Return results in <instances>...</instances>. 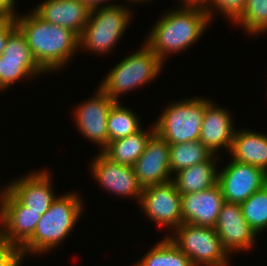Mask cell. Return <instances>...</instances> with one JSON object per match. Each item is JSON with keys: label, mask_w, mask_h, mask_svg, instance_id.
Listing matches in <instances>:
<instances>
[{"label": "cell", "mask_w": 267, "mask_h": 266, "mask_svg": "<svg viewBox=\"0 0 267 266\" xmlns=\"http://www.w3.org/2000/svg\"><path fill=\"white\" fill-rule=\"evenodd\" d=\"M33 11L44 21L63 26L79 36L89 20L91 8L80 0H45Z\"/></svg>", "instance_id": "18"}, {"label": "cell", "mask_w": 267, "mask_h": 266, "mask_svg": "<svg viewBox=\"0 0 267 266\" xmlns=\"http://www.w3.org/2000/svg\"><path fill=\"white\" fill-rule=\"evenodd\" d=\"M15 22L37 64L46 73L63 68L79 48V36L75 32L44 21L34 11L17 16Z\"/></svg>", "instance_id": "2"}, {"label": "cell", "mask_w": 267, "mask_h": 266, "mask_svg": "<svg viewBox=\"0 0 267 266\" xmlns=\"http://www.w3.org/2000/svg\"><path fill=\"white\" fill-rule=\"evenodd\" d=\"M249 34L267 31V0H247L241 15L233 22Z\"/></svg>", "instance_id": "27"}, {"label": "cell", "mask_w": 267, "mask_h": 266, "mask_svg": "<svg viewBox=\"0 0 267 266\" xmlns=\"http://www.w3.org/2000/svg\"><path fill=\"white\" fill-rule=\"evenodd\" d=\"M169 155V144L155 132L133 165L135 176L143 188L172 181Z\"/></svg>", "instance_id": "13"}, {"label": "cell", "mask_w": 267, "mask_h": 266, "mask_svg": "<svg viewBox=\"0 0 267 266\" xmlns=\"http://www.w3.org/2000/svg\"><path fill=\"white\" fill-rule=\"evenodd\" d=\"M40 73L46 72L37 64L24 34L16 27L9 34L0 56V90H5L27 75L34 77Z\"/></svg>", "instance_id": "8"}, {"label": "cell", "mask_w": 267, "mask_h": 266, "mask_svg": "<svg viewBox=\"0 0 267 266\" xmlns=\"http://www.w3.org/2000/svg\"><path fill=\"white\" fill-rule=\"evenodd\" d=\"M135 266H194L185 255L166 236L138 262Z\"/></svg>", "instance_id": "24"}, {"label": "cell", "mask_w": 267, "mask_h": 266, "mask_svg": "<svg viewBox=\"0 0 267 266\" xmlns=\"http://www.w3.org/2000/svg\"><path fill=\"white\" fill-rule=\"evenodd\" d=\"M23 258L19 246L0 241V266H20Z\"/></svg>", "instance_id": "29"}, {"label": "cell", "mask_w": 267, "mask_h": 266, "mask_svg": "<svg viewBox=\"0 0 267 266\" xmlns=\"http://www.w3.org/2000/svg\"><path fill=\"white\" fill-rule=\"evenodd\" d=\"M224 202L218 183L203 191L183 194L182 223L215 228Z\"/></svg>", "instance_id": "17"}, {"label": "cell", "mask_w": 267, "mask_h": 266, "mask_svg": "<svg viewBox=\"0 0 267 266\" xmlns=\"http://www.w3.org/2000/svg\"><path fill=\"white\" fill-rule=\"evenodd\" d=\"M95 97H91L87 102L80 103L75 114V123L78 131L90 141L98 144L102 151L108 145V114L112 106L116 103L100 87Z\"/></svg>", "instance_id": "12"}, {"label": "cell", "mask_w": 267, "mask_h": 266, "mask_svg": "<svg viewBox=\"0 0 267 266\" xmlns=\"http://www.w3.org/2000/svg\"><path fill=\"white\" fill-rule=\"evenodd\" d=\"M215 229L228 253L248 251L256 241L257 234L244 219L241 205L237 203H223Z\"/></svg>", "instance_id": "15"}, {"label": "cell", "mask_w": 267, "mask_h": 266, "mask_svg": "<svg viewBox=\"0 0 267 266\" xmlns=\"http://www.w3.org/2000/svg\"><path fill=\"white\" fill-rule=\"evenodd\" d=\"M119 102L112 106L108 114V143L127 137L142 129L137 115Z\"/></svg>", "instance_id": "25"}, {"label": "cell", "mask_w": 267, "mask_h": 266, "mask_svg": "<svg viewBox=\"0 0 267 266\" xmlns=\"http://www.w3.org/2000/svg\"><path fill=\"white\" fill-rule=\"evenodd\" d=\"M50 176L49 172L45 170L31 172L29 175L14 180L4 188L29 210L43 215L56 199L53 187H51Z\"/></svg>", "instance_id": "16"}, {"label": "cell", "mask_w": 267, "mask_h": 266, "mask_svg": "<svg viewBox=\"0 0 267 266\" xmlns=\"http://www.w3.org/2000/svg\"><path fill=\"white\" fill-rule=\"evenodd\" d=\"M216 155L209 160L199 164L192 165L175 173L172 178L176 189L181 195L199 192L209 189L218 182V170H216Z\"/></svg>", "instance_id": "21"}, {"label": "cell", "mask_w": 267, "mask_h": 266, "mask_svg": "<svg viewBox=\"0 0 267 266\" xmlns=\"http://www.w3.org/2000/svg\"><path fill=\"white\" fill-rule=\"evenodd\" d=\"M171 174L209 160L214 154L199 140L169 145Z\"/></svg>", "instance_id": "23"}, {"label": "cell", "mask_w": 267, "mask_h": 266, "mask_svg": "<svg viewBox=\"0 0 267 266\" xmlns=\"http://www.w3.org/2000/svg\"><path fill=\"white\" fill-rule=\"evenodd\" d=\"M229 152L233 160L253 165L267 173V135L247 129L235 130Z\"/></svg>", "instance_id": "20"}, {"label": "cell", "mask_w": 267, "mask_h": 266, "mask_svg": "<svg viewBox=\"0 0 267 266\" xmlns=\"http://www.w3.org/2000/svg\"><path fill=\"white\" fill-rule=\"evenodd\" d=\"M128 1H129V0H128ZM130 1L133 2V3L135 2V4H136V3H138V2L140 3V2L147 1V0H130ZM148 1H150V0H148Z\"/></svg>", "instance_id": "33"}, {"label": "cell", "mask_w": 267, "mask_h": 266, "mask_svg": "<svg viewBox=\"0 0 267 266\" xmlns=\"http://www.w3.org/2000/svg\"><path fill=\"white\" fill-rule=\"evenodd\" d=\"M175 231L176 234L168 238L194 266H227L229 263L230 254L223 248L215 228L182 223Z\"/></svg>", "instance_id": "7"}, {"label": "cell", "mask_w": 267, "mask_h": 266, "mask_svg": "<svg viewBox=\"0 0 267 266\" xmlns=\"http://www.w3.org/2000/svg\"><path fill=\"white\" fill-rule=\"evenodd\" d=\"M240 205L244 219L256 234L267 228V184Z\"/></svg>", "instance_id": "26"}, {"label": "cell", "mask_w": 267, "mask_h": 266, "mask_svg": "<svg viewBox=\"0 0 267 266\" xmlns=\"http://www.w3.org/2000/svg\"><path fill=\"white\" fill-rule=\"evenodd\" d=\"M210 101L195 97L170 104L155 122V132L169 145L198 141Z\"/></svg>", "instance_id": "6"}, {"label": "cell", "mask_w": 267, "mask_h": 266, "mask_svg": "<svg viewBox=\"0 0 267 266\" xmlns=\"http://www.w3.org/2000/svg\"><path fill=\"white\" fill-rule=\"evenodd\" d=\"M91 172L92 177L108 192L140 200L143 187L135 176L133 166L113 162L100 151L91 163Z\"/></svg>", "instance_id": "14"}, {"label": "cell", "mask_w": 267, "mask_h": 266, "mask_svg": "<svg viewBox=\"0 0 267 266\" xmlns=\"http://www.w3.org/2000/svg\"><path fill=\"white\" fill-rule=\"evenodd\" d=\"M142 45L119 62L98 86L116 102L121 94L149 83L162 71L160 58L145 43Z\"/></svg>", "instance_id": "4"}, {"label": "cell", "mask_w": 267, "mask_h": 266, "mask_svg": "<svg viewBox=\"0 0 267 266\" xmlns=\"http://www.w3.org/2000/svg\"><path fill=\"white\" fill-rule=\"evenodd\" d=\"M154 133L155 124L149 131L145 132L141 129L127 137L109 142L101 152L113 162L133 166L144 152L147 141Z\"/></svg>", "instance_id": "22"}, {"label": "cell", "mask_w": 267, "mask_h": 266, "mask_svg": "<svg viewBox=\"0 0 267 266\" xmlns=\"http://www.w3.org/2000/svg\"><path fill=\"white\" fill-rule=\"evenodd\" d=\"M80 1L87 4L92 9V8L97 7V6H101V4L103 5L105 3V1H107V0H80Z\"/></svg>", "instance_id": "32"}, {"label": "cell", "mask_w": 267, "mask_h": 266, "mask_svg": "<svg viewBox=\"0 0 267 266\" xmlns=\"http://www.w3.org/2000/svg\"><path fill=\"white\" fill-rule=\"evenodd\" d=\"M15 0H0V19H15Z\"/></svg>", "instance_id": "31"}, {"label": "cell", "mask_w": 267, "mask_h": 266, "mask_svg": "<svg viewBox=\"0 0 267 266\" xmlns=\"http://www.w3.org/2000/svg\"><path fill=\"white\" fill-rule=\"evenodd\" d=\"M182 4L183 7L163 15L145 40L163 63L167 55L185 51L194 44L212 20L201 1Z\"/></svg>", "instance_id": "1"}, {"label": "cell", "mask_w": 267, "mask_h": 266, "mask_svg": "<svg viewBox=\"0 0 267 266\" xmlns=\"http://www.w3.org/2000/svg\"><path fill=\"white\" fill-rule=\"evenodd\" d=\"M138 203L158 225L177 229L182 224L181 194L172 181L143 188Z\"/></svg>", "instance_id": "10"}, {"label": "cell", "mask_w": 267, "mask_h": 266, "mask_svg": "<svg viewBox=\"0 0 267 266\" xmlns=\"http://www.w3.org/2000/svg\"><path fill=\"white\" fill-rule=\"evenodd\" d=\"M41 219L38 212L22 205L6 188L0 193V241L21 247Z\"/></svg>", "instance_id": "9"}, {"label": "cell", "mask_w": 267, "mask_h": 266, "mask_svg": "<svg viewBox=\"0 0 267 266\" xmlns=\"http://www.w3.org/2000/svg\"><path fill=\"white\" fill-rule=\"evenodd\" d=\"M128 8L108 4L91 9L89 20L79 35V48L106 54L116 45L131 21Z\"/></svg>", "instance_id": "5"}, {"label": "cell", "mask_w": 267, "mask_h": 266, "mask_svg": "<svg viewBox=\"0 0 267 266\" xmlns=\"http://www.w3.org/2000/svg\"><path fill=\"white\" fill-rule=\"evenodd\" d=\"M210 102L205 109L199 141L213 154L224 147L229 151L234 139L235 130L230 113Z\"/></svg>", "instance_id": "19"}, {"label": "cell", "mask_w": 267, "mask_h": 266, "mask_svg": "<svg viewBox=\"0 0 267 266\" xmlns=\"http://www.w3.org/2000/svg\"><path fill=\"white\" fill-rule=\"evenodd\" d=\"M15 19H1L0 20V56L5 48L6 41L9 34L16 28Z\"/></svg>", "instance_id": "30"}, {"label": "cell", "mask_w": 267, "mask_h": 266, "mask_svg": "<svg viewBox=\"0 0 267 266\" xmlns=\"http://www.w3.org/2000/svg\"><path fill=\"white\" fill-rule=\"evenodd\" d=\"M81 200L75 193L56 197L49 210L41 215L33 235L20 247L23 256L41 254L57 247L72 232L82 214Z\"/></svg>", "instance_id": "3"}, {"label": "cell", "mask_w": 267, "mask_h": 266, "mask_svg": "<svg viewBox=\"0 0 267 266\" xmlns=\"http://www.w3.org/2000/svg\"><path fill=\"white\" fill-rule=\"evenodd\" d=\"M225 202L241 204L267 184V173L253 165L231 160L218 171V182Z\"/></svg>", "instance_id": "11"}, {"label": "cell", "mask_w": 267, "mask_h": 266, "mask_svg": "<svg viewBox=\"0 0 267 266\" xmlns=\"http://www.w3.org/2000/svg\"><path fill=\"white\" fill-rule=\"evenodd\" d=\"M247 0H201V3L209 13L210 19L212 18L215 7L217 10L227 16L230 21H235L245 8Z\"/></svg>", "instance_id": "28"}]
</instances>
